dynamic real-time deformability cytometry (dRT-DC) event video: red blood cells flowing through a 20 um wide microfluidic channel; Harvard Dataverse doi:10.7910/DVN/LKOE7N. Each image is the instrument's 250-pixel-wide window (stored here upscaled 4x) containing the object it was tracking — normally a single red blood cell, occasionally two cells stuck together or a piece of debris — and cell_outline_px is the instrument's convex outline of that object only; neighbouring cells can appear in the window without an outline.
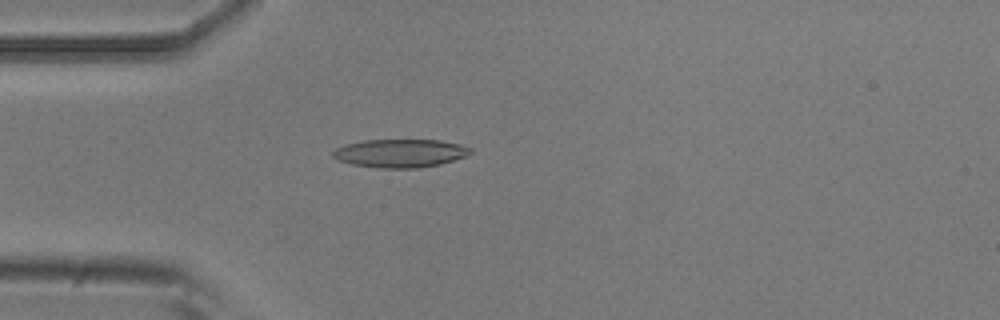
{"species": "common noctule bat (a hibernating species)", "species_latin": "Nyctalus noctula", "temperature_condition": "room temperature", "stored_images_in_passage": 1, "camera_frame_rate_fps": 3000, "um_per_image_px": 0.085, "animal": {"sex": "male", "body_mass_g": 20.5, "forearm_length_mm": 52.5}, "frame": {"image": 1, "passage_image": 1, "time_ms": 0.0, "image_size_px": [1000, 320], "cell_outline_px": [[472, 152], [464, 156], [440, 164], [416, 168], [380, 168], [352, 164], [336, 160], [332, 156], [332, 152], [336, 148], [344, 144], [364, 140], [440, 140], [460, 144], [472, 148]], "centroid_in_image_um": [33.98, 13.02], "position_along_channel_um": 51.0, "area_um2": 22.66}}